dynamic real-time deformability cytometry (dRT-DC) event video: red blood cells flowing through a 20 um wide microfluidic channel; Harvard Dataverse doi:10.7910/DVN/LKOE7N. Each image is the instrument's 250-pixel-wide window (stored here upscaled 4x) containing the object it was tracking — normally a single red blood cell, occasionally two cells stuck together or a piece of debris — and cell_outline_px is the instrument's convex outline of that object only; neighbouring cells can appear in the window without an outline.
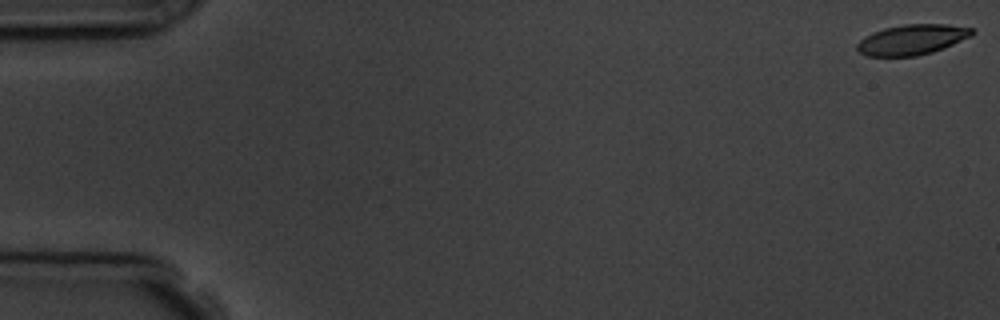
{"species": "common noctule bat (a hibernating species)", "species_latin": "Nyctalus noctula", "temperature_condition": "room temperature", "stored_images_in_passage": 8, "camera_frame_rate_fps": 3000, "um_per_image_px": 0.085, "animal": {"sex": "male", "body_mass_g": 19.5, "forearm_length_mm": 54.6}, "frame": {"image": 1, "passage_image": 1, "time_ms": 0.0, "image_size_px": [1000, 320], "cell_outline_px": [[976, 32], [972, 36], [944, 48], [932, 52], [916, 56], [864, 56], [856, 48], [856, 44], [864, 36], [872, 32], [884, 28], [904, 24], [948, 24], [972, 28]], "centroid_in_image_um": [77.52, 3.36], "position_along_channel_um": 7.5, "area_um2": 20.46}}
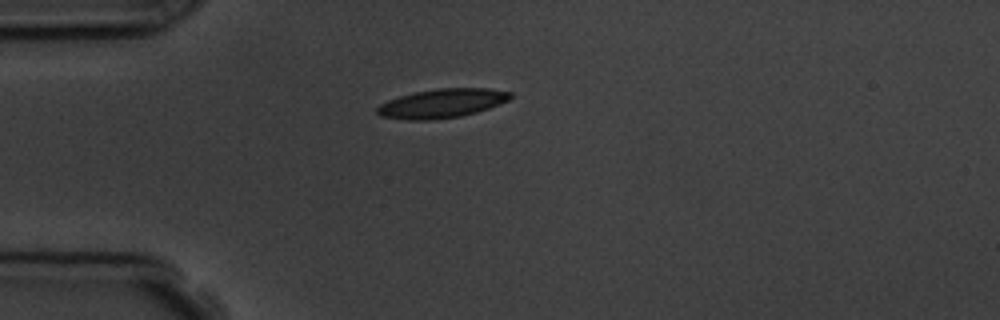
{"frame": {"image": 2, "passage_image": 5, "time_ms": 4.667, "image_size_px": [1000, 320], "cell_outline_px": [[512, 96], [508, 100], [488, 108], [476, 112], [460, 116], [428, 120], [408, 120], [380, 116], [376, 112], [376, 108], [380, 104], [388, 100], [400, 96], [416, 92], [436, 88], [488, 88], [512, 92]], "centroid_in_image_um": [37.55, 8.78], "position_along_channel_um": 47.5, "area_um2": 22.37}}